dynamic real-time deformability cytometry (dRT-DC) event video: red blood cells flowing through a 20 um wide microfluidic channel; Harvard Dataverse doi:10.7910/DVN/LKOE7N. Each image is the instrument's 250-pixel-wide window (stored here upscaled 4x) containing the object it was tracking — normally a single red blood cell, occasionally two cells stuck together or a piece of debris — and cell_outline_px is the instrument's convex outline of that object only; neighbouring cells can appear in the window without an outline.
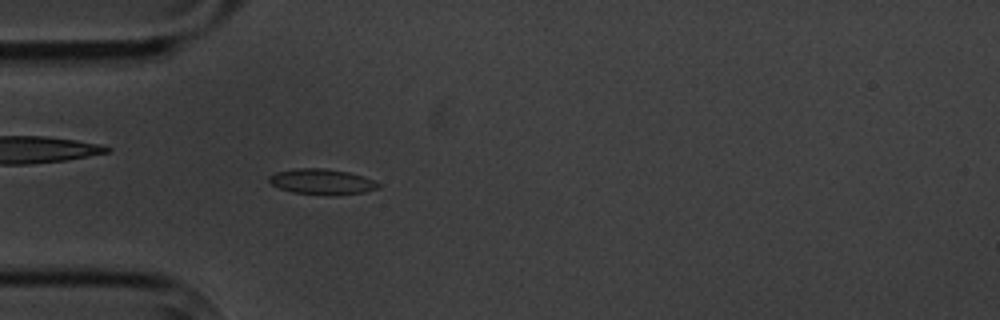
{"species": "common noctule bat (a hibernating species)", "species_latin": "Nyctalus noctula", "temperature_condition": "cold", "stored_images_in_passage": 4, "camera_frame_rate_fps": 3000, "um_per_image_px": 0.085, "animal": {"sex": "male", "body_mass_g": 20.1, "forearm_length_mm": 53.5}, "frame": {"image": 1, "passage_image": 4, "time_ms": 3.333, "image_size_px": [1000, 320], "cell_outline_px": [[380, 188], [364, 192], [332, 196], [328, 196], [292, 192], [280, 188], [272, 184], [268, 180], [268, 176], [276, 172], [296, 168], [324, 168], [348, 172], [364, 176], [380, 184]], "centroid_in_image_um": [27.37, 15.45], "position_along_channel_um": 57.6, "area_um2": 16.42}}